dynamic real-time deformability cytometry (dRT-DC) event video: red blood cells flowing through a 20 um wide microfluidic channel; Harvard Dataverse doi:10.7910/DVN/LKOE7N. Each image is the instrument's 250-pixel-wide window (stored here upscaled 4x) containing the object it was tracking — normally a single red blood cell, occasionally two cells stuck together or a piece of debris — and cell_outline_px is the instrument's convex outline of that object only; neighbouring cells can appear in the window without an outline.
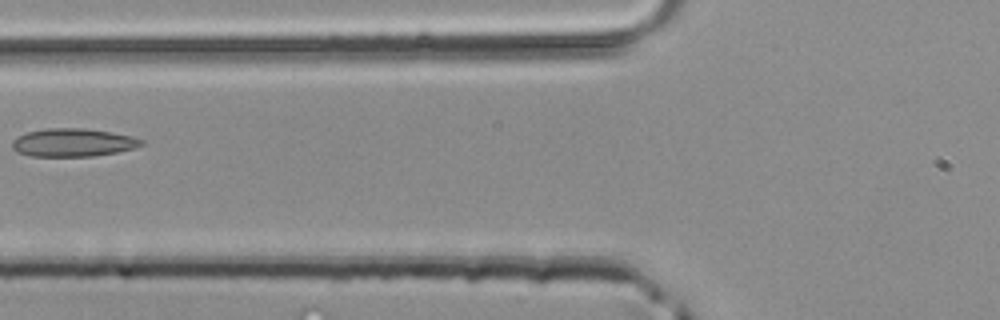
{"species": "common noctule bat (a hibernating species)", "species_latin": "Nyctalus noctula", "temperature_condition": "room temperature", "stored_images_in_passage": 4, "camera_frame_rate_fps": 3000, "um_per_image_px": 0.085, "animal": {"sex": "male", "body_mass_g": 20.4}, "frame": {"image": 1, "passage_image": 4, "time_ms": 1.0, "image_size_px": [1000, 320], "cell_outline_px": [[144, 144], [136, 148], [116, 152], [92, 156], [32, 156], [16, 152], [12, 148], [12, 140], [28, 132], [48, 128], [84, 128], [112, 132], [132, 136], [144, 140]], "centroid_in_image_um": [6.23, 12.11], "position_along_channel_um": 119.6, "area_um2": 21.15}}